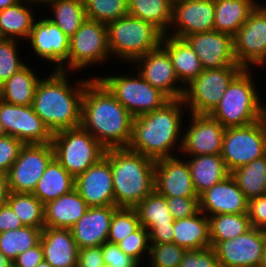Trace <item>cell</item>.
Here are the masks:
<instances>
[{
	"mask_svg": "<svg viewBox=\"0 0 266 267\" xmlns=\"http://www.w3.org/2000/svg\"><path fill=\"white\" fill-rule=\"evenodd\" d=\"M133 120V115L93 76L83 93L80 126L106 150L127 148Z\"/></svg>",
	"mask_w": 266,
	"mask_h": 267,
	"instance_id": "6da1fadb",
	"label": "cell"
},
{
	"mask_svg": "<svg viewBox=\"0 0 266 267\" xmlns=\"http://www.w3.org/2000/svg\"><path fill=\"white\" fill-rule=\"evenodd\" d=\"M186 111L181 98L170 100L160 109L134 117L127 148L154 161L176 156L173 154L175 150L181 153L183 124L187 121L182 119Z\"/></svg>",
	"mask_w": 266,
	"mask_h": 267,
	"instance_id": "7a4b0ae2",
	"label": "cell"
},
{
	"mask_svg": "<svg viewBox=\"0 0 266 267\" xmlns=\"http://www.w3.org/2000/svg\"><path fill=\"white\" fill-rule=\"evenodd\" d=\"M50 73L48 77L43 76L36 87L34 112L53 134L79 127L83 93L92 78H79L71 85L70 72L52 70Z\"/></svg>",
	"mask_w": 266,
	"mask_h": 267,
	"instance_id": "3957f363",
	"label": "cell"
},
{
	"mask_svg": "<svg viewBox=\"0 0 266 267\" xmlns=\"http://www.w3.org/2000/svg\"><path fill=\"white\" fill-rule=\"evenodd\" d=\"M110 161L116 207L135 208L154 191L155 161L129 148H112Z\"/></svg>",
	"mask_w": 266,
	"mask_h": 267,
	"instance_id": "277c9868",
	"label": "cell"
},
{
	"mask_svg": "<svg viewBox=\"0 0 266 267\" xmlns=\"http://www.w3.org/2000/svg\"><path fill=\"white\" fill-rule=\"evenodd\" d=\"M252 71L243 68L229 83L218 105L209 114L225 128L247 126L266 116V102L262 104Z\"/></svg>",
	"mask_w": 266,
	"mask_h": 267,
	"instance_id": "5b68a950",
	"label": "cell"
},
{
	"mask_svg": "<svg viewBox=\"0 0 266 267\" xmlns=\"http://www.w3.org/2000/svg\"><path fill=\"white\" fill-rule=\"evenodd\" d=\"M106 27L111 57L123 60L124 64H132L158 48L164 35L152 23L130 14L107 23Z\"/></svg>",
	"mask_w": 266,
	"mask_h": 267,
	"instance_id": "8992f818",
	"label": "cell"
},
{
	"mask_svg": "<svg viewBox=\"0 0 266 267\" xmlns=\"http://www.w3.org/2000/svg\"><path fill=\"white\" fill-rule=\"evenodd\" d=\"M95 76L132 115L137 117L162 108L170 99L138 72ZM134 73V74H132ZM122 74V75H121Z\"/></svg>",
	"mask_w": 266,
	"mask_h": 267,
	"instance_id": "52a82bcc",
	"label": "cell"
},
{
	"mask_svg": "<svg viewBox=\"0 0 266 267\" xmlns=\"http://www.w3.org/2000/svg\"><path fill=\"white\" fill-rule=\"evenodd\" d=\"M54 158L74 177L104 157L106 149L81 126L53 134Z\"/></svg>",
	"mask_w": 266,
	"mask_h": 267,
	"instance_id": "ba28073f",
	"label": "cell"
},
{
	"mask_svg": "<svg viewBox=\"0 0 266 267\" xmlns=\"http://www.w3.org/2000/svg\"><path fill=\"white\" fill-rule=\"evenodd\" d=\"M266 155V116L243 127L226 128L222 153L230 173Z\"/></svg>",
	"mask_w": 266,
	"mask_h": 267,
	"instance_id": "9c48e42d",
	"label": "cell"
},
{
	"mask_svg": "<svg viewBox=\"0 0 266 267\" xmlns=\"http://www.w3.org/2000/svg\"><path fill=\"white\" fill-rule=\"evenodd\" d=\"M242 67L203 69L185 86L183 102L188 113L210 114L218 105L229 83Z\"/></svg>",
	"mask_w": 266,
	"mask_h": 267,
	"instance_id": "30bf717a",
	"label": "cell"
},
{
	"mask_svg": "<svg viewBox=\"0 0 266 267\" xmlns=\"http://www.w3.org/2000/svg\"><path fill=\"white\" fill-rule=\"evenodd\" d=\"M106 24L86 19L69 38L68 72H81L110 59Z\"/></svg>",
	"mask_w": 266,
	"mask_h": 267,
	"instance_id": "8fae6325",
	"label": "cell"
},
{
	"mask_svg": "<svg viewBox=\"0 0 266 267\" xmlns=\"http://www.w3.org/2000/svg\"><path fill=\"white\" fill-rule=\"evenodd\" d=\"M53 158L54 150L51 143L24 144L8 172L10 192L33 193Z\"/></svg>",
	"mask_w": 266,
	"mask_h": 267,
	"instance_id": "7c38bea8",
	"label": "cell"
},
{
	"mask_svg": "<svg viewBox=\"0 0 266 267\" xmlns=\"http://www.w3.org/2000/svg\"><path fill=\"white\" fill-rule=\"evenodd\" d=\"M234 54L242 68L256 67L266 55V6L262 2L233 36ZM254 65V66H253Z\"/></svg>",
	"mask_w": 266,
	"mask_h": 267,
	"instance_id": "4fadbf2b",
	"label": "cell"
},
{
	"mask_svg": "<svg viewBox=\"0 0 266 267\" xmlns=\"http://www.w3.org/2000/svg\"><path fill=\"white\" fill-rule=\"evenodd\" d=\"M42 17L34 21L26 41L36 58L54 64L53 70L68 72L69 37L45 15Z\"/></svg>",
	"mask_w": 266,
	"mask_h": 267,
	"instance_id": "5bb4252c",
	"label": "cell"
},
{
	"mask_svg": "<svg viewBox=\"0 0 266 267\" xmlns=\"http://www.w3.org/2000/svg\"><path fill=\"white\" fill-rule=\"evenodd\" d=\"M189 125L184 126L181 156L221 155L226 128L209 114L188 113Z\"/></svg>",
	"mask_w": 266,
	"mask_h": 267,
	"instance_id": "9a60e30c",
	"label": "cell"
},
{
	"mask_svg": "<svg viewBox=\"0 0 266 267\" xmlns=\"http://www.w3.org/2000/svg\"><path fill=\"white\" fill-rule=\"evenodd\" d=\"M0 121L7 135L23 144L51 143L53 133L34 112L31 106L9 104L0 99Z\"/></svg>",
	"mask_w": 266,
	"mask_h": 267,
	"instance_id": "2e32d148",
	"label": "cell"
},
{
	"mask_svg": "<svg viewBox=\"0 0 266 267\" xmlns=\"http://www.w3.org/2000/svg\"><path fill=\"white\" fill-rule=\"evenodd\" d=\"M266 243V230L252 227L236 238L219 242L214 250L225 267H259Z\"/></svg>",
	"mask_w": 266,
	"mask_h": 267,
	"instance_id": "e0dca14e",
	"label": "cell"
},
{
	"mask_svg": "<svg viewBox=\"0 0 266 267\" xmlns=\"http://www.w3.org/2000/svg\"><path fill=\"white\" fill-rule=\"evenodd\" d=\"M214 14V0L173 1L172 21L166 35L184 39L191 34L212 31Z\"/></svg>",
	"mask_w": 266,
	"mask_h": 267,
	"instance_id": "ac0fdd59",
	"label": "cell"
},
{
	"mask_svg": "<svg viewBox=\"0 0 266 267\" xmlns=\"http://www.w3.org/2000/svg\"><path fill=\"white\" fill-rule=\"evenodd\" d=\"M136 71L170 100L181 99L185 87L179 82L168 53L159 46L137 58L132 64ZM137 66V67H136Z\"/></svg>",
	"mask_w": 266,
	"mask_h": 267,
	"instance_id": "d6986e66",
	"label": "cell"
},
{
	"mask_svg": "<svg viewBox=\"0 0 266 267\" xmlns=\"http://www.w3.org/2000/svg\"><path fill=\"white\" fill-rule=\"evenodd\" d=\"M184 39L196 52L203 69L241 67L235 58L232 35L212 30Z\"/></svg>",
	"mask_w": 266,
	"mask_h": 267,
	"instance_id": "ffe728a7",
	"label": "cell"
},
{
	"mask_svg": "<svg viewBox=\"0 0 266 267\" xmlns=\"http://www.w3.org/2000/svg\"><path fill=\"white\" fill-rule=\"evenodd\" d=\"M179 154L155 161L154 190L165 197H199L188 162Z\"/></svg>",
	"mask_w": 266,
	"mask_h": 267,
	"instance_id": "44dd1931",
	"label": "cell"
},
{
	"mask_svg": "<svg viewBox=\"0 0 266 267\" xmlns=\"http://www.w3.org/2000/svg\"><path fill=\"white\" fill-rule=\"evenodd\" d=\"M75 189L89 207L115 205L110 161L104 156L77 176Z\"/></svg>",
	"mask_w": 266,
	"mask_h": 267,
	"instance_id": "7402d4cb",
	"label": "cell"
},
{
	"mask_svg": "<svg viewBox=\"0 0 266 267\" xmlns=\"http://www.w3.org/2000/svg\"><path fill=\"white\" fill-rule=\"evenodd\" d=\"M248 204L249 200L231 175L199 195V210L207 217L248 213Z\"/></svg>",
	"mask_w": 266,
	"mask_h": 267,
	"instance_id": "603a6c76",
	"label": "cell"
},
{
	"mask_svg": "<svg viewBox=\"0 0 266 267\" xmlns=\"http://www.w3.org/2000/svg\"><path fill=\"white\" fill-rule=\"evenodd\" d=\"M115 205L89 207L71 228L79 249L101 246L107 241Z\"/></svg>",
	"mask_w": 266,
	"mask_h": 267,
	"instance_id": "cb8c5ba5",
	"label": "cell"
},
{
	"mask_svg": "<svg viewBox=\"0 0 266 267\" xmlns=\"http://www.w3.org/2000/svg\"><path fill=\"white\" fill-rule=\"evenodd\" d=\"M40 243L44 260L52 267H77L79 248L71 229L44 227Z\"/></svg>",
	"mask_w": 266,
	"mask_h": 267,
	"instance_id": "d4e9b609",
	"label": "cell"
},
{
	"mask_svg": "<svg viewBox=\"0 0 266 267\" xmlns=\"http://www.w3.org/2000/svg\"><path fill=\"white\" fill-rule=\"evenodd\" d=\"M160 46L168 53L175 74L184 87L202 72L196 52L185 39L164 34Z\"/></svg>",
	"mask_w": 266,
	"mask_h": 267,
	"instance_id": "484cf974",
	"label": "cell"
},
{
	"mask_svg": "<svg viewBox=\"0 0 266 267\" xmlns=\"http://www.w3.org/2000/svg\"><path fill=\"white\" fill-rule=\"evenodd\" d=\"M89 206L76 189L44 205L45 227L71 229Z\"/></svg>",
	"mask_w": 266,
	"mask_h": 267,
	"instance_id": "4316f807",
	"label": "cell"
},
{
	"mask_svg": "<svg viewBox=\"0 0 266 267\" xmlns=\"http://www.w3.org/2000/svg\"><path fill=\"white\" fill-rule=\"evenodd\" d=\"M188 157L189 160L187 158L186 160L198 196L231 175L221 155L207 154Z\"/></svg>",
	"mask_w": 266,
	"mask_h": 267,
	"instance_id": "83f0119b",
	"label": "cell"
},
{
	"mask_svg": "<svg viewBox=\"0 0 266 267\" xmlns=\"http://www.w3.org/2000/svg\"><path fill=\"white\" fill-rule=\"evenodd\" d=\"M260 3V0H214V30L234 36Z\"/></svg>",
	"mask_w": 266,
	"mask_h": 267,
	"instance_id": "f1b7e54d",
	"label": "cell"
},
{
	"mask_svg": "<svg viewBox=\"0 0 266 267\" xmlns=\"http://www.w3.org/2000/svg\"><path fill=\"white\" fill-rule=\"evenodd\" d=\"M173 242L186 250L211 247L208 217L199 211L197 214L174 220Z\"/></svg>",
	"mask_w": 266,
	"mask_h": 267,
	"instance_id": "f546056e",
	"label": "cell"
},
{
	"mask_svg": "<svg viewBox=\"0 0 266 267\" xmlns=\"http://www.w3.org/2000/svg\"><path fill=\"white\" fill-rule=\"evenodd\" d=\"M25 64L19 71L0 85V99L9 104L31 106L40 81L35 69Z\"/></svg>",
	"mask_w": 266,
	"mask_h": 267,
	"instance_id": "4dcf8cb0",
	"label": "cell"
},
{
	"mask_svg": "<svg viewBox=\"0 0 266 267\" xmlns=\"http://www.w3.org/2000/svg\"><path fill=\"white\" fill-rule=\"evenodd\" d=\"M73 189H75V178L53 158L32 194L45 205Z\"/></svg>",
	"mask_w": 266,
	"mask_h": 267,
	"instance_id": "1f68e13d",
	"label": "cell"
},
{
	"mask_svg": "<svg viewBox=\"0 0 266 267\" xmlns=\"http://www.w3.org/2000/svg\"><path fill=\"white\" fill-rule=\"evenodd\" d=\"M32 8L34 7L19 1L0 11V35L2 39L18 41L28 39L34 21L37 19Z\"/></svg>",
	"mask_w": 266,
	"mask_h": 267,
	"instance_id": "d6a6232c",
	"label": "cell"
},
{
	"mask_svg": "<svg viewBox=\"0 0 266 267\" xmlns=\"http://www.w3.org/2000/svg\"><path fill=\"white\" fill-rule=\"evenodd\" d=\"M172 2V0H127L128 13L152 23L166 34L172 21Z\"/></svg>",
	"mask_w": 266,
	"mask_h": 267,
	"instance_id": "836d02e7",
	"label": "cell"
},
{
	"mask_svg": "<svg viewBox=\"0 0 266 267\" xmlns=\"http://www.w3.org/2000/svg\"><path fill=\"white\" fill-rule=\"evenodd\" d=\"M51 15L46 17L55 23L69 38L87 19L83 0H53L49 5ZM53 13V14H52Z\"/></svg>",
	"mask_w": 266,
	"mask_h": 267,
	"instance_id": "e575fe53",
	"label": "cell"
},
{
	"mask_svg": "<svg viewBox=\"0 0 266 267\" xmlns=\"http://www.w3.org/2000/svg\"><path fill=\"white\" fill-rule=\"evenodd\" d=\"M231 176L248 200L266 194V155L234 169Z\"/></svg>",
	"mask_w": 266,
	"mask_h": 267,
	"instance_id": "d590c367",
	"label": "cell"
},
{
	"mask_svg": "<svg viewBox=\"0 0 266 267\" xmlns=\"http://www.w3.org/2000/svg\"><path fill=\"white\" fill-rule=\"evenodd\" d=\"M211 247L219 242L236 238L252 228L248 213L219 214L208 217Z\"/></svg>",
	"mask_w": 266,
	"mask_h": 267,
	"instance_id": "8d00e7d4",
	"label": "cell"
},
{
	"mask_svg": "<svg viewBox=\"0 0 266 267\" xmlns=\"http://www.w3.org/2000/svg\"><path fill=\"white\" fill-rule=\"evenodd\" d=\"M140 225L147 227H164L174 225V218L168 210L166 197L155 190L146 196L136 207Z\"/></svg>",
	"mask_w": 266,
	"mask_h": 267,
	"instance_id": "74e56055",
	"label": "cell"
},
{
	"mask_svg": "<svg viewBox=\"0 0 266 267\" xmlns=\"http://www.w3.org/2000/svg\"><path fill=\"white\" fill-rule=\"evenodd\" d=\"M43 228L24 226L15 230L0 233V251L10 260L40 242Z\"/></svg>",
	"mask_w": 266,
	"mask_h": 267,
	"instance_id": "f35d334b",
	"label": "cell"
},
{
	"mask_svg": "<svg viewBox=\"0 0 266 267\" xmlns=\"http://www.w3.org/2000/svg\"><path fill=\"white\" fill-rule=\"evenodd\" d=\"M7 203L24 226L44 228V204L32 193L10 192Z\"/></svg>",
	"mask_w": 266,
	"mask_h": 267,
	"instance_id": "ab89813d",
	"label": "cell"
},
{
	"mask_svg": "<svg viewBox=\"0 0 266 267\" xmlns=\"http://www.w3.org/2000/svg\"><path fill=\"white\" fill-rule=\"evenodd\" d=\"M89 20L107 24L128 15L127 0H83Z\"/></svg>",
	"mask_w": 266,
	"mask_h": 267,
	"instance_id": "60d3db41",
	"label": "cell"
},
{
	"mask_svg": "<svg viewBox=\"0 0 266 267\" xmlns=\"http://www.w3.org/2000/svg\"><path fill=\"white\" fill-rule=\"evenodd\" d=\"M140 221L135 208L118 207L110 222L107 241L118 243L140 227Z\"/></svg>",
	"mask_w": 266,
	"mask_h": 267,
	"instance_id": "b9f144b4",
	"label": "cell"
},
{
	"mask_svg": "<svg viewBox=\"0 0 266 267\" xmlns=\"http://www.w3.org/2000/svg\"><path fill=\"white\" fill-rule=\"evenodd\" d=\"M18 40H0V85L8 80L13 74L19 71L26 63L19 55Z\"/></svg>",
	"mask_w": 266,
	"mask_h": 267,
	"instance_id": "7bdbcfd3",
	"label": "cell"
},
{
	"mask_svg": "<svg viewBox=\"0 0 266 267\" xmlns=\"http://www.w3.org/2000/svg\"><path fill=\"white\" fill-rule=\"evenodd\" d=\"M186 249L176 243L150 244L149 267H180Z\"/></svg>",
	"mask_w": 266,
	"mask_h": 267,
	"instance_id": "ee69618b",
	"label": "cell"
},
{
	"mask_svg": "<svg viewBox=\"0 0 266 267\" xmlns=\"http://www.w3.org/2000/svg\"><path fill=\"white\" fill-rule=\"evenodd\" d=\"M117 244L126 255L131 256L140 265L143 263L145 264L144 260H142L144 257V259L149 257L150 237L148 230L143 226H140L135 232L131 233Z\"/></svg>",
	"mask_w": 266,
	"mask_h": 267,
	"instance_id": "f6af8a7d",
	"label": "cell"
},
{
	"mask_svg": "<svg viewBox=\"0 0 266 267\" xmlns=\"http://www.w3.org/2000/svg\"><path fill=\"white\" fill-rule=\"evenodd\" d=\"M166 201L174 220L193 216L200 211L199 197H166Z\"/></svg>",
	"mask_w": 266,
	"mask_h": 267,
	"instance_id": "bcb514c9",
	"label": "cell"
},
{
	"mask_svg": "<svg viewBox=\"0 0 266 267\" xmlns=\"http://www.w3.org/2000/svg\"><path fill=\"white\" fill-rule=\"evenodd\" d=\"M103 262L111 267H142L131 256L126 255L116 243L106 241L101 245Z\"/></svg>",
	"mask_w": 266,
	"mask_h": 267,
	"instance_id": "7dc6e473",
	"label": "cell"
},
{
	"mask_svg": "<svg viewBox=\"0 0 266 267\" xmlns=\"http://www.w3.org/2000/svg\"><path fill=\"white\" fill-rule=\"evenodd\" d=\"M23 145L19 139L10 135L0 138V172L8 174Z\"/></svg>",
	"mask_w": 266,
	"mask_h": 267,
	"instance_id": "c3c4849f",
	"label": "cell"
},
{
	"mask_svg": "<svg viewBox=\"0 0 266 267\" xmlns=\"http://www.w3.org/2000/svg\"><path fill=\"white\" fill-rule=\"evenodd\" d=\"M218 263L213 247L198 250H186L180 267H214Z\"/></svg>",
	"mask_w": 266,
	"mask_h": 267,
	"instance_id": "681fc988",
	"label": "cell"
},
{
	"mask_svg": "<svg viewBox=\"0 0 266 267\" xmlns=\"http://www.w3.org/2000/svg\"><path fill=\"white\" fill-rule=\"evenodd\" d=\"M248 216L252 227L266 230V194L249 200Z\"/></svg>",
	"mask_w": 266,
	"mask_h": 267,
	"instance_id": "f907efd6",
	"label": "cell"
},
{
	"mask_svg": "<svg viewBox=\"0 0 266 267\" xmlns=\"http://www.w3.org/2000/svg\"><path fill=\"white\" fill-rule=\"evenodd\" d=\"M104 265L101 246L79 249L77 267H100Z\"/></svg>",
	"mask_w": 266,
	"mask_h": 267,
	"instance_id": "816d5d0a",
	"label": "cell"
},
{
	"mask_svg": "<svg viewBox=\"0 0 266 267\" xmlns=\"http://www.w3.org/2000/svg\"><path fill=\"white\" fill-rule=\"evenodd\" d=\"M44 261V253L41 243L29 248L24 253H21L13 261L16 267H35L40 262Z\"/></svg>",
	"mask_w": 266,
	"mask_h": 267,
	"instance_id": "f5cc1de1",
	"label": "cell"
},
{
	"mask_svg": "<svg viewBox=\"0 0 266 267\" xmlns=\"http://www.w3.org/2000/svg\"><path fill=\"white\" fill-rule=\"evenodd\" d=\"M22 227H24V225L20 218L8 203L0 207V233Z\"/></svg>",
	"mask_w": 266,
	"mask_h": 267,
	"instance_id": "db71d44e",
	"label": "cell"
},
{
	"mask_svg": "<svg viewBox=\"0 0 266 267\" xmlns=\"http://www.w3.org/2000/svg\"><path fill=\"white\" fill-rule=\"evenodd\" d=\"M149 232L150 244L172 243L173 225L164 227H147Z\"/></svg>",
	"mask_w": 266,
	"mask_h": 267,
	"instance_id": "11a10c76",
	"label": "cell"
},
{
	"mask_svg": "<svg viewBox=\"0 0 266 267\" xmlns=\"http://www.w3.org/2000/svg\"><path fill=\"white\" fill-rule=\"evenodd\" d=\"M9 194L8 174L0 172V207L7 203Z\"/></svg>",
	"mask_w": 266,
	"mask_h": 267,
	"instance_id": "9f6ffc18",
	"label": "cell"
},
{
	"mask_svg": "<svg viewBox=\"0 0 266 267\" xmlns=\"http://www.w3.org/2000/svg\"><path fill=\"white\" fill-rule=\"evenodd\" d=\"M19 1H21L25 4H28L30 6H33L35 8L39 7V10H40V8H43V6L44 7L48 6L53 0H19Z\"/></svg>",
	"mask_w": 266,
	"mask_h": 267,
	"instance_id": "6f0895ef",
	"label": "cell"
},
{
	"mask_svg": "<svg viewBox=\"0 0 266 267\" xmlns=\"http://www.w3.org/2000/svg\"><path fill=\"white\" fill-rule=\"evenodd\" d=\"M12 265L13 261L0 251V267H11Z\"/></svg>",
	"mask_w": 266,
	"mask_h": 267,
	"instance_id": "680465c9",
	"label": "cell"
},
{
	"mask_svg": "<svg viewBox=\"0 0 266 267\" xmlns=\"http://www.w3.org/2000/svg\"><path fill=\"white\" fill-rule=\"evenodd\" d=\"M17 2H19V0H0V11L9 6L15 5Z\"/></svg>",
	"mask_w": 266,
	"mask_h": 267,
	"instance_id": "91938a15",
	"label": "cell"
},
{
	"mask_svg": "<svg viewBox=\"0 0 266 267\" xmlns=\"http://www.w3.org/2000/svg\"><path fill=\"white\" fill-rule=\"evenodd\" d=\"M259 267H266V243H265L263 256H262V259H261Z\"/></svg>",
	"mask_w": 266,
	"mask_h": 267,
	"instance_id": "94428289",
	"label": "cell"
},
{
	"mask_svg": "<svg viewBox=\"0 0 266 267\" xmlns=\"http://www.w3.org/2000/svg\"><path fill=\"white\" fill-rule=\"evenodd\" d=\"M6 135H7L6 130H5L4 126H3V123L0 121V138L4 137Z\"/></svg>",
	"mask_w": 266,
	"mask_h": 267,
	"instance_id": "6125c7cd",
	"label": "cell"
},
{
	"mask_svg": "<svg viewBox=\"0 0 266 267\" xmlns=\"http://www.w3.org/2000/svg\"><path fill=\"white\" fill-rule=\"evenodd\" d=\"M35 267H52L48 262H46L45 260L40 262L37 266Z\"/></svg>",
	"mask_w": 266,
	"mask_h": 267,
	"instance_id": "be15d7a7",
	"label": "cell"
},
{
	"mask_svg": "<svg viewBox=\"0 0 266 267\" xmlns=\"http://www.w3.org/2000/svg\"><path fill=\"white\" fill-rule=\"evenodd\" d=\"M259 67H260V69L263 67L266 68V55H265L264 59L257 65L256 68H259Z\"/></svg>",
	"mask_w": 266,
	"mask_h": 267,
	"instance_id": "e7e4bbea",
	"label": "cell"
},
{
	"mask_svg": "<svg viewBox=\"0 0 266 267\" xmlns=\"http://www.w3.org/2000/svg\"><path fill=\"white\" fill-rule=\"evenodd\" d=\"M214 267H225V266H223V265L217 263Z\"/></svg>",
	"mask_w": 266,
	"mask_h": 267,
	"instance_id": "03108f58",
	"label": "cell"
},
{
	"mask_svg": "<svg viewBox=\"0 0 266 267\" xmlns=\"http://www.w3.org/2000/svg\"><path fill=\"white\" fill-rule=\"evenodd\" d=\"M100 267H111L110 265H106V264H104V265H102V266H100Z\"/></svg>",
	"mask_w": 266,
	"mask_h": 267,
	"instance_id": "003e7915",
	"label": "cell"
}]
</instances>
